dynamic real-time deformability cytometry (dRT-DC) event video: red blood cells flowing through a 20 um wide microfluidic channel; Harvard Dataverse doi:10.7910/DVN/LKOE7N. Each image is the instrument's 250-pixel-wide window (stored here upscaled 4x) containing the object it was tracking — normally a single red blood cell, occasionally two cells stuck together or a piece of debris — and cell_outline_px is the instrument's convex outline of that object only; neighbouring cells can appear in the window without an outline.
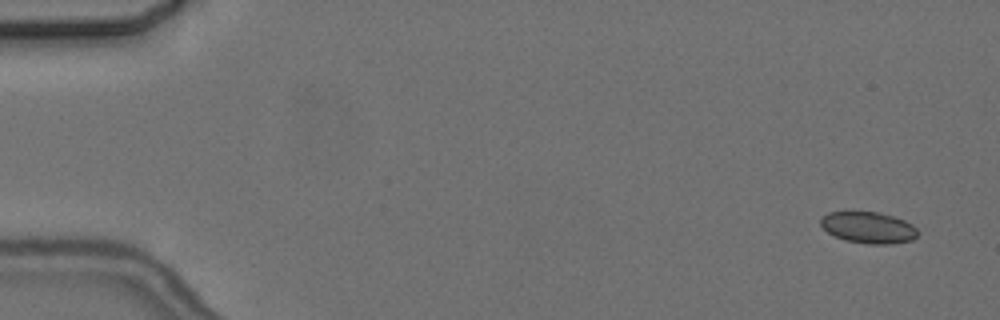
{"species": "common noctule bat (a hibernating species)", "species_latin": "Nyctalus noctula", "temperature_condition": "cold", "stored_images_in_passage": 4, "camera_frame_rate_fps": 3000, "um_per_image_px": 0.085, "animal": {"sex": "female", "body_mass_g": 24.6, "forearm_length_mm": 56.2}, "frame": {"image": 1, "passage_image": 1, "time_ms": 0.0, "image_size_px": [1000, 320], "cell_outline_px": [[920, 232], [912, 240], [892, 244], [868, 244], [844, 240], [828, 232], [820, 224], [820, 216], [828, 212], [876, 212], [892, 216], [904, 220], [912, 224]], "centroid_in_image_um": [73.81, 19.34], "position_along_channel_um": 11.2, "area_um2": 17.8}}